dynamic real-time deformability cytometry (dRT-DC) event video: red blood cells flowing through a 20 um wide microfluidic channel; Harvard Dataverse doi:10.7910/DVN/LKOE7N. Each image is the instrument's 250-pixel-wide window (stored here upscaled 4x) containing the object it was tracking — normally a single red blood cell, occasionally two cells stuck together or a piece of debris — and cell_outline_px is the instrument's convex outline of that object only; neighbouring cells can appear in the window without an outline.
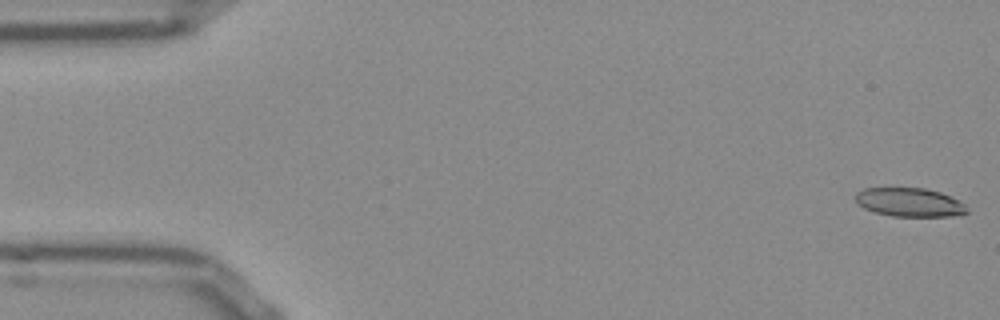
{"species": "Egyptian fruit bat (a non-hibernating species)", "species_latin": "Rousettus aegyptiacus", "temperature_condition": "room temperature", "stored_images_in_passage": 52, "camera_frame_rate_fps": 3000, "um_per_image_px": 0.085, "frame": {"image": 1, "passage_image": 1, "time_ms": 0.0, "image_size_px": [1000, 320], "cell_outline_px": [[968, 212], [960, 216], [892, 216], [876, 212], [864, 208], [856, 204], [856, 192], [864, 188], [924, 188], [940, 192], [960, 200], [968, 208]], "centroid_in_image_um": [77.34, 17.2], "position_along_channel_um": 7.7, "area_um2": 18.79}}
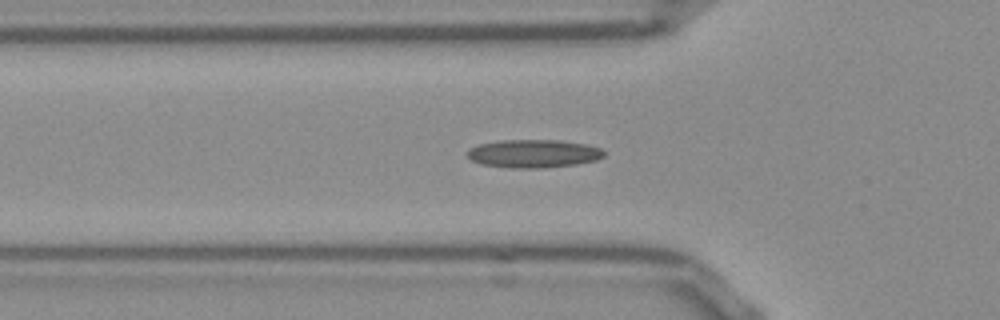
{"frame": {"image": 2, "passage_image": 17, "time_ms": 5.333, "image_size_px": [1000, 320], "cell_outline_px": [[604, 156], [596, 160], [576, 164], [540, 168], [512, 168], [480, 164], [472, 160], [464, 152], [468, 148], [476, 144], [500, 140], [560, 140], [588, 144], [600, 148], [604, 152]], "centroid_in_image_um": [45.3, 13.04], "position_along_channel_um": 80.5, "area_um2": 22.66}}
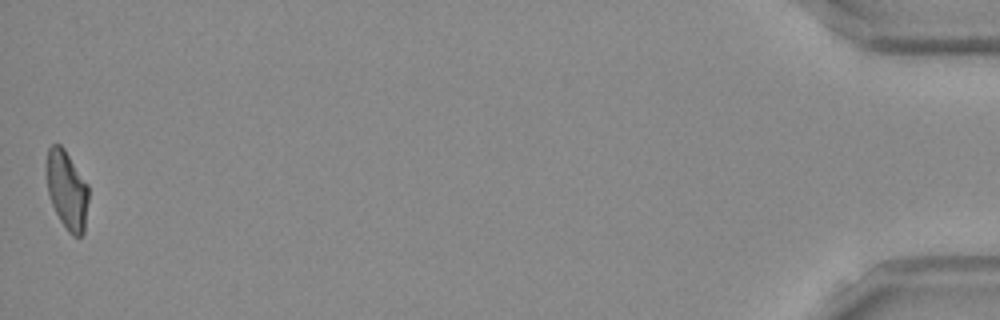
{"frame": {"image": 3, "passage_image": 52, "time_ms": 17.0, "image_size_px": [1000, 320], "cell_outline_px": [[88, 200], [84, 232], [80, 236], [72, 236], [68, 232], [60, 220], [52, 204], [48, 192], [48, 148], [52, 144], [60, 144], [64, 148], [88, 184]], "centroid_in_image_um": [5.72, 16.17], "position_along_channel_um": 429.5, "area_um2": 18.9}, "authors_computed_cell_mechanics": {"area_um2": 20.2011, "velocity_mm_per_s": 3.8471, "shape_relaxation_time_tau1_ms": null, "shape_relaxation_time_tau2_ms": 4.9047, "deformation_change_tau1": null, "deformation_change_tau2": 0.1477}}